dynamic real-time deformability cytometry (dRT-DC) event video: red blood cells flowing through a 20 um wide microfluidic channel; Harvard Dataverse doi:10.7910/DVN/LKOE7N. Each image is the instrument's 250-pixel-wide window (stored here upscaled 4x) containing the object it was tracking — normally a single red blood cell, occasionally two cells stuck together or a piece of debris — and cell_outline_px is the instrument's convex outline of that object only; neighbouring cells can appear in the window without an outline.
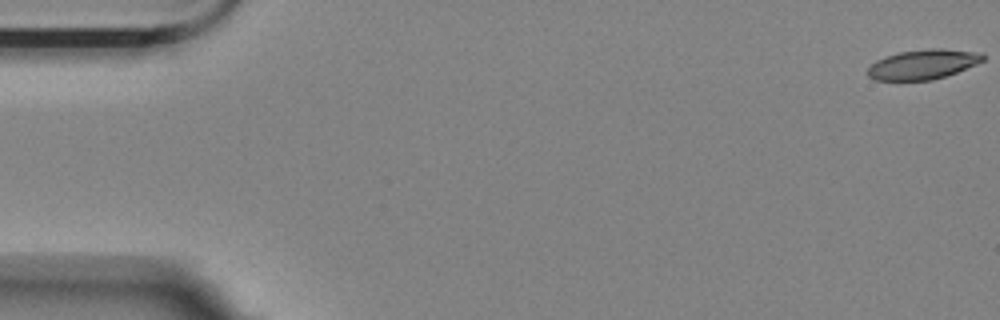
{"species": "Egyptian fruit bat (a non-hibernating species)", "species_latin": "Rousettus aegyptiacus", "temperature_condition": "room temperature", "stored_images_in_passage": 56, "camera_frame_rate_fps": 3000, "um_per_image_px": 0.085, "animal": {"sex": "female"}, "frame": {"image": 1, "passage_image": 1, "time_ms": 0.0, "image_size_px": [1000, 320], "cell_outline_px": [[984, 60], [976, 64], [956, 72], [932, 80], [872, 80], [868, 76], [868, 68], [876, 60], [900, 52], [932, 48], [940, 48], [972, 52], [984, 56]], "centroid_in_image_um": [78.4, 5.48], "position_along_channel_um": 6.6, "area_um2": 19.54}}
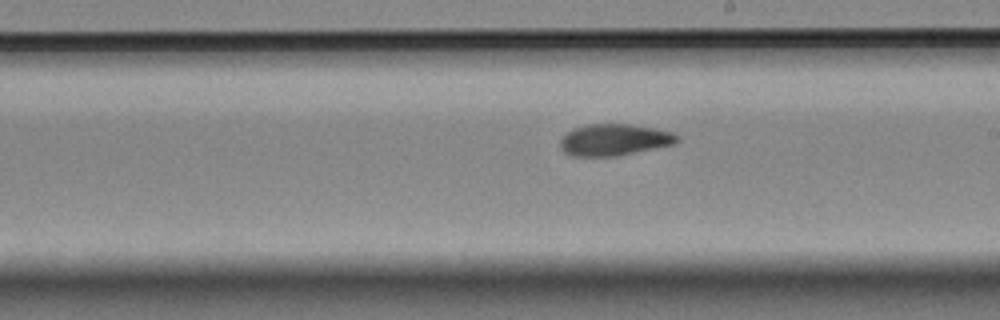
{"frame": {"image": 2, "passage_image": 32, "time_ms": 10.333, "image_size_px": [1000, 320], "cell_outline_px": [[680, 140], [676, 144], [616, 156], [572, 156], [564, 152], [560, 148], [560, 140], [572, 128], [588, 124], [628, 124], [656, 128], [672, 132], [680, 136]], "centroid_in_image_um": [52.24, 11.88], "position_along_channel_um": 236.8, "area_um2": 21.68}}
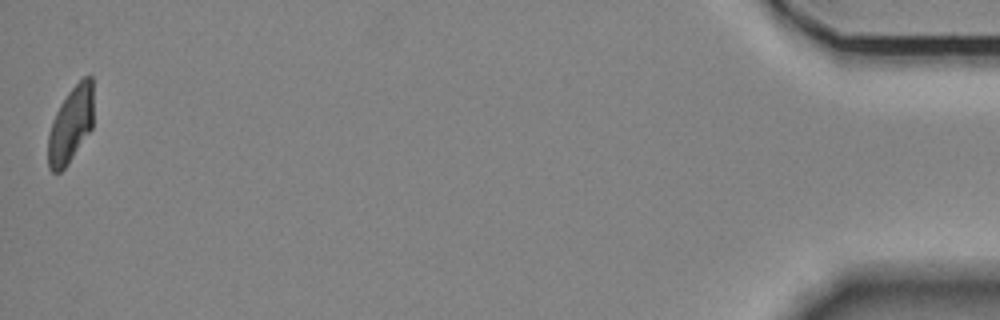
{"frame": {"image": 3, "passage_image": 56, "time_ms": 18.333, "image_size_px": [1000, 320], "cell_outline_px": [[92, 128], [68, 164], [60, 172], [52, 172], [48, 168], [48, 136], [52, 120], [60, 104], [68, 92], [84, 76], [92, 76]], "centroid_in_image_um": [5.99, 10.62], "position_along_channel_um": 429.2, "area_um2": 19.94}, "authors_computed_cell_mechanics": {"area_um2": 21.4438, "velocity_mm_per_s": 3.5617, "shape_relaxation_time_tau1_ms": null, "shape_relaxation_time_tau2_ms": 2.9772, "deformation_change_tau1": null, "deformation_change_tau2": 0.0832}}